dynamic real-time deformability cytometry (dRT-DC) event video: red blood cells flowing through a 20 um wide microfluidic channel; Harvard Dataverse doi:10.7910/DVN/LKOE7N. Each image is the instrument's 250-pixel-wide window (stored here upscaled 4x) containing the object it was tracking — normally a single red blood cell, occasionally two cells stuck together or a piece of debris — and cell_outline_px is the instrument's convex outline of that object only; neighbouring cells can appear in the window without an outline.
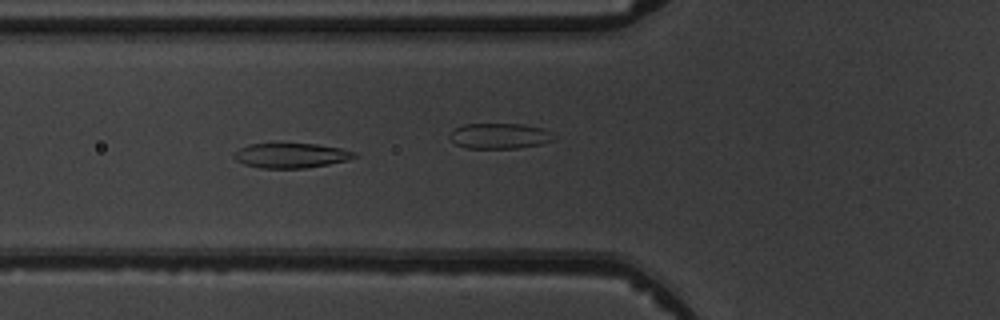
{"species": "common noctule bat (a hibernating species)", "species_latin": "Nyctalus noctula", "temperature_condition": "warm", "stored_images_in_passage": 11, "camera_frame_rate_fps": 3000, "um_per_image_px": 0.085, "animal": {"sex": "male", "body_mass_g": 19.5, "forearm_length_mm": 54.6}, "frame": {"image": 1, "passage_image": 5, "time_ms": 4.667, "image_size_px": [1000, 320], "cell_outline_px": [[356, 156], [348, 160], [308, 168], [260, 168], [244, 164], [236, 160], [232, 156], [240, 148], [248, 144], [316, 144], [340, 148], [356, 152]], "centroid_in_image_um": [24.73, 13.22], "position_along_channel_um": 101.1, "area_um2": 17.28}}
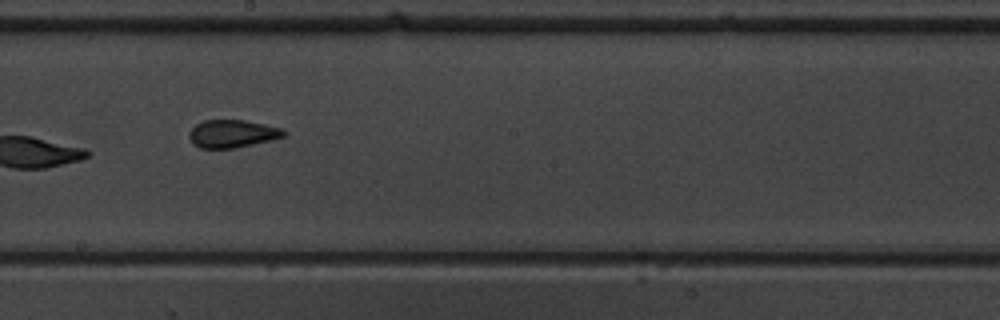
{"frame": {"image": 2, "passage_image": 8, "time_ms": 8.333, "image_size_px": [1000, 320], "cell_outline_px": [[288, 132], [284, 136], [272, 140], [232, 148], [200, 148], [192, 144], [188, 136], [188, 132], [196, 124], [204, 120], [244, 120], [264, 124], [280, 128]], "centroid_in_image_um": [19.72, 11.36], "position_along_channel_um": 228.5, "area_um2": 15.32}}
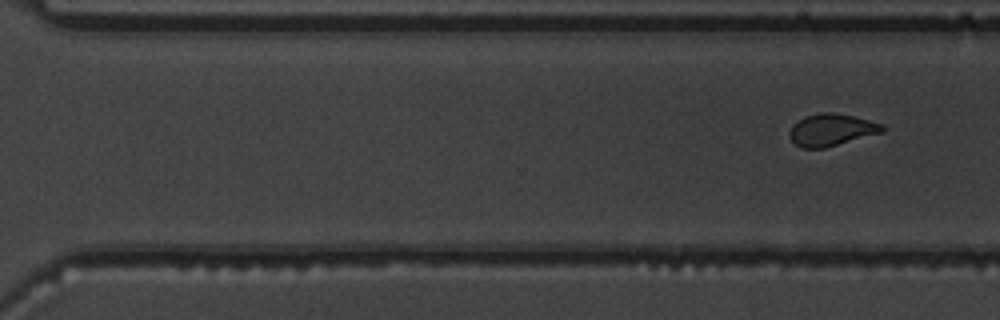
{"frame": {"image": 3, "passage_image": 11, "time_ms": 12.667, "image_size_px": [1000, 320], "cell_outline_px": [[884, 132], [824, 148], [800, 148], [792, 140], [788, 132], [792, 124], [804, 116], [820, 112], [836, 112], [856, 116], [884, 124]], "centroid_in_image_um": [70.68, 11.02], "position_along_channel_um": 299.9, "area_um2": 17.63}}